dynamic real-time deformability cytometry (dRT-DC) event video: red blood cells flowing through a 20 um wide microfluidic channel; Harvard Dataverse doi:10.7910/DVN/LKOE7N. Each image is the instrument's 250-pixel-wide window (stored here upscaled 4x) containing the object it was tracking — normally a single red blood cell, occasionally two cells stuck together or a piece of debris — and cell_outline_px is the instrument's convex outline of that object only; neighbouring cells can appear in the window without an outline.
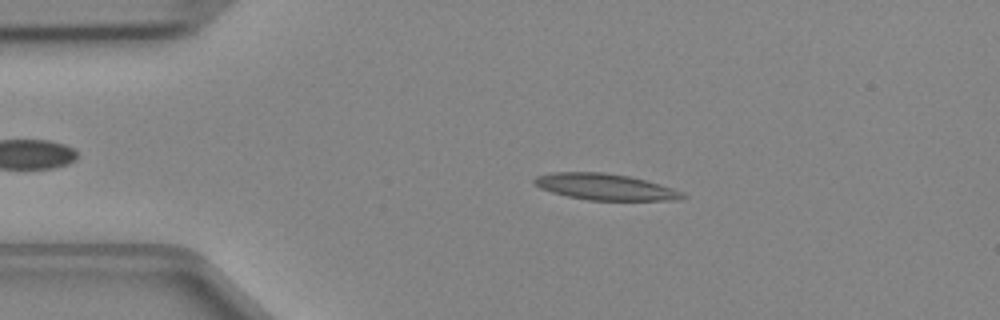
{"species": "Egyptian fruit bat (a non-hibernating species)", "species_latin": "Rousettus aegyptiacus", "temperature_condition": "cold", "stored_images_in_passage": 46, "camera_frame_rate_fps": 3000, "um_per_image_px": 0.085, "animal": {"sex": "female"}, "frame": {"image": 1, "passage_image": 8, "time_ms": 2.333, "image_size_px": [1000, 320], "cell_outline_px": [[688, 196], [680, 200], [588, 200], [568, 196], [552, 192], [540, 188], [532, 184], [532, 180], [536, 176], [552, 172], [604, 172], [628, 176], [644, 180], [672, 188], [684, 192]], "centroid_in_image_um": [51.42, 15.88], "position_along_channel_um": 33.6, "area_um2": 22.72}}
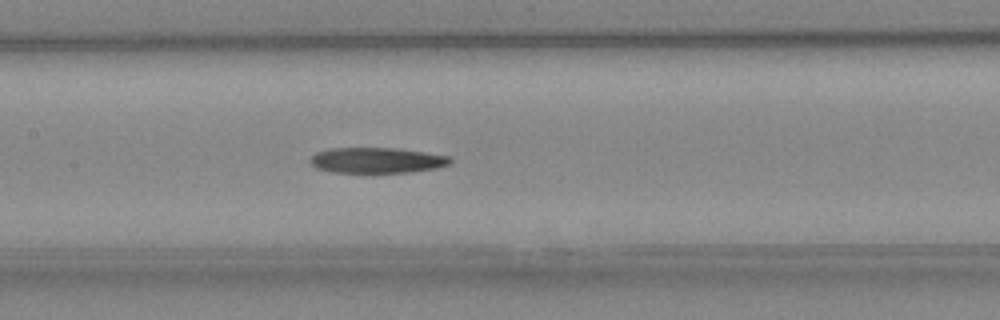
{"frame": {"image": 2, "passage_image": 21, "time_ms": 6.667, "image_size_px": [1000, 320], "cell_outline_px": [[452, 160], [448, 164], [436, 168], [412, 172], [332, 172], [316, 168], [312, 164], [312, 156], [316, 152], [328, 148], [396, 148], [452, 156]], "centroid_in_image_um": [32.05, 13.62], "position_along_channel_um": 175.3, "area_um2": 20.75}}
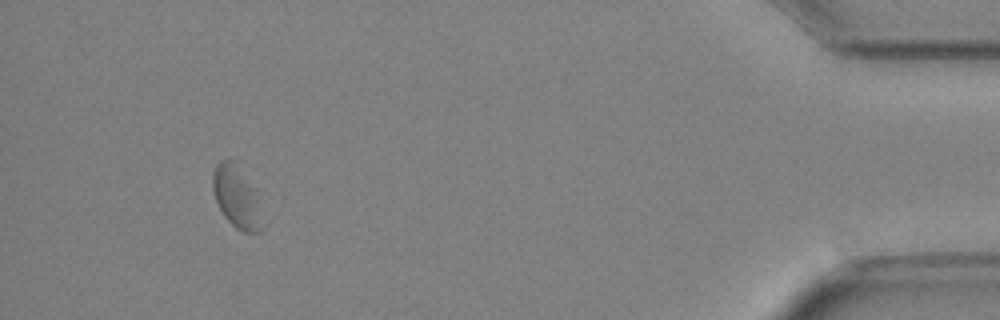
{"frame": {"image": 3, "passage_image": 43, "time_ms": 14.0, "image_size_px": [1000, 320], "cell_outline_px": [[268, 224], [260, 232], [244, 232], [236, 228], [224, 216], [216, 200], [212, 188], [212, 176], [216, 164], [220, 160], [236, 160], [256, 188]], "centroid_in_image_um": [20.22, 16.76], "position_along_channel_um": 415.0, "area_um2": 19.07}}